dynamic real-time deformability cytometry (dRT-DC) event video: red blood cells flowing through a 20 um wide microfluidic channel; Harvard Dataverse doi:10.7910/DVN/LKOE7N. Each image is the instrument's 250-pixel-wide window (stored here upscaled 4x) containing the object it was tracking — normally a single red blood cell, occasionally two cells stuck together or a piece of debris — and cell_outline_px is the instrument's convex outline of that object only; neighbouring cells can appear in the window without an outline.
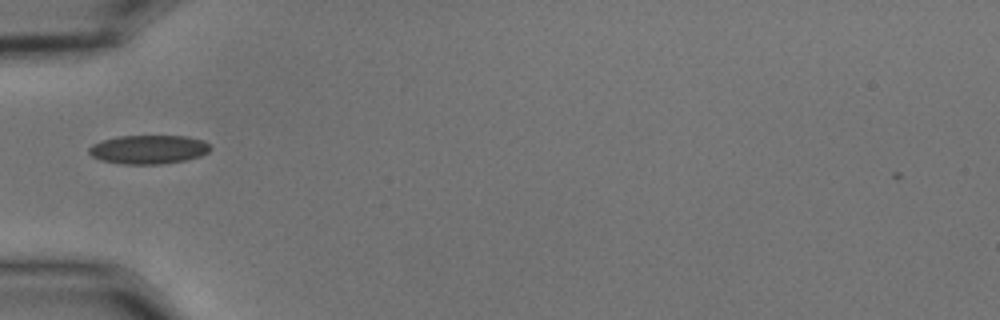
{"species": "common noctule bat (a hibernating species)", "species_latin": "Nyctalus noctula", "temperature_condition": "cold", "stored_images_in_passage": 38, "camera_frame_rate_fps": 3000, "um_per_image_px": 0.085, "animal": {"sex": "male", "body_mass_g": 15.6}, "frame": {"image": 1, "passage_image": 2, "time_ms": 0.333, "image_size_px": [1000, 320], "cell_outline_px": [[212, 148], [208, 152], [200, 156], [184, 160], [160, 164], [124, 164], [100, 160], [92, 156], [88, 152], [88, 148], [92, 144], [104, 140], [120, 136], [188, 136], [204, 140]], "centroid_in_image_um": [12.63, 12.7], "position_along_channel_um": 72.4, "area_um2": 20.35}}
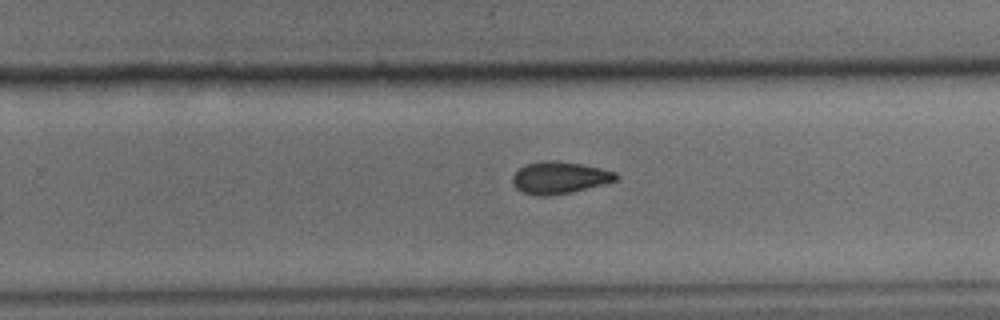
{"frame": {"image": 2, "passage_image": 19, "time_ms": 6.0, "image_size_px": [1000, 320], "cell_outline_px": [[620, 176], [616, 180], [604, 184], [568, 192], [544, 196], [536, 196], [524, 192], [516, 188], [512, 184], [512, 176], [524, 164], [544, 160], [556, 160], [580, 164], [600, 168], [616, 172]], "centroid_in_image_um": [47.53, 15.08], "position_along_channel_um": 282.3, "area_um2": 19.19}}
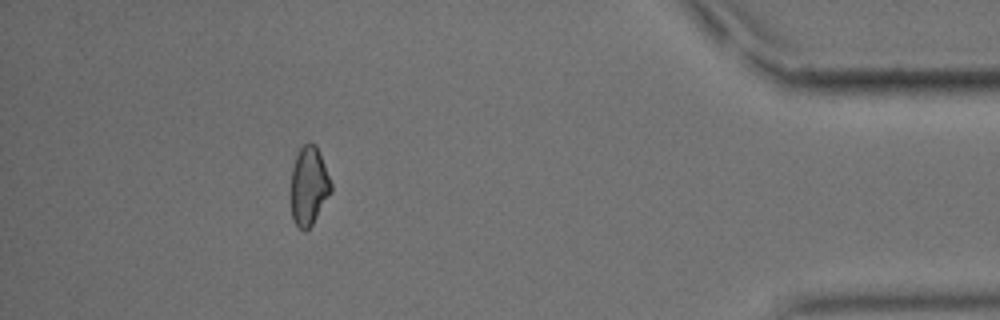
{"frame": {"image": 3, "passage_image": 33, "time_ms": 10.667, "image_size_px": [1000, 320], "cell_outline_px": [[332, 192], [312, 224], [304, 232], [292, 220], [288, 192], [292, 168], [296, 156], [300, 148], [304, 144], [316, 144], [332, 184]], "centroid_in_image_um": [26.2, 15.84], "position_along_channel_um": 409.0, "area_um2": 18.84}, "authors_computed_cell_mechanics": {"area_um2": 19.1607, "velocity_mm_per_s": 3.6901, "shape_relaxation_time_tau1_ms": 6.5221, "shape_relaxation_time_tau2_ms": 2.83, "deformation_change_tau1": 0.112, "deformation_change_tau2": 0.0823}}